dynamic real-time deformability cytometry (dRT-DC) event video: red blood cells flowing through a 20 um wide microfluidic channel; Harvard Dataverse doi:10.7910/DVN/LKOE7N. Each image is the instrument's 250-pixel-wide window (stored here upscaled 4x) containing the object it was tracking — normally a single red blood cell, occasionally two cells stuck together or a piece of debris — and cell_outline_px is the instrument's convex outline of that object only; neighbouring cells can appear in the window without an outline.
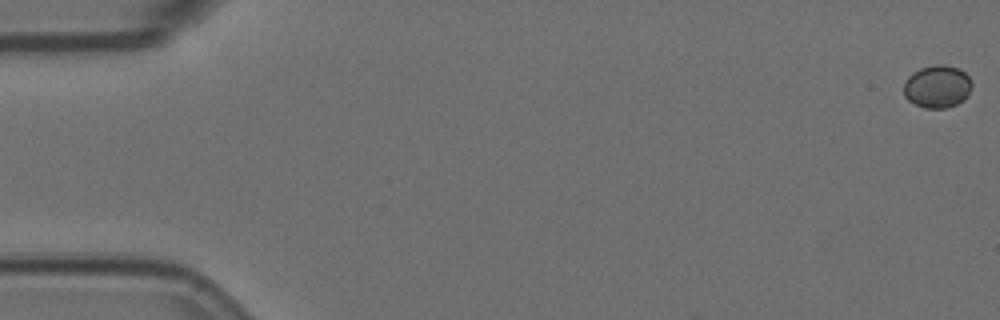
{"species": "Egyptian fruit bat (a non-hibernating species)", "species_latin": "Rousettus aegyptiacus", "temperature_condition": "room temperature", "stored_images_in_passage": 9, "camera_frame_rate_fps": 3000, "um_per_image_px": 0.085, "animal": {"sex": "female"}, "frame": {"image": 1, "passage_image": 1, "time_ms": 0.0, "image_size_px": [1000, 320], "cell_outline_px": [[972, 88], [968, 96], [964, 100], [956, 104], [944, 108], [924, 108], [908, 100], [904, 96], [904, 84], [908, 76], [912, 72], [920, 68], [936, 64], [944, 64], [956, 68], [964, 72], [972, 80]], "centroid_in_image_um": [79.68, 7.35], "position_along_channel_um": 5.3, "area_um2": 17.05}}